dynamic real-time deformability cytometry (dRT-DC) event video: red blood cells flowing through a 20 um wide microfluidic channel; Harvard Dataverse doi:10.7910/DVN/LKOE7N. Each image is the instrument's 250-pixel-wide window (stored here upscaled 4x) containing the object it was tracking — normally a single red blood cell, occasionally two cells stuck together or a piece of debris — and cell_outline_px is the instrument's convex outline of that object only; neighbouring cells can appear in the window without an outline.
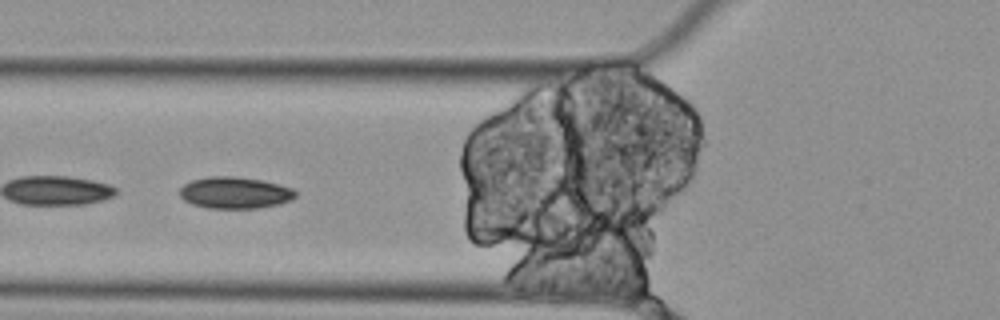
{"species": "Egyptian fruit bat (a non-hibernating species)", "species_latin": "Rousettus aegyptiacus", "temperature_condition": "cold", "stored_images_in_passage": 9, "camera_frame_rate_fps": 3000, "um_per_image_px": 0.085, "animal": {"sex": "female"}, "frame": {"image": 1, "passage_image": 6, "time_ms": 1.667, "image_size_px": [1000, 320], "cell_outline_px": [[296, 196], [292, 200], [280, 204], [256, 208], [208, 208], [192, 204], [184, 200], [180, 196], [180, 188], [184, 184], [192, 180], [208, 176], [232, 176], [260, 180], [292, 188], [296, 192]], "centroid_in_image_um": [19.95, 16.38], "position_along_channel_um": 105.9, "area_um2": 21.27}}
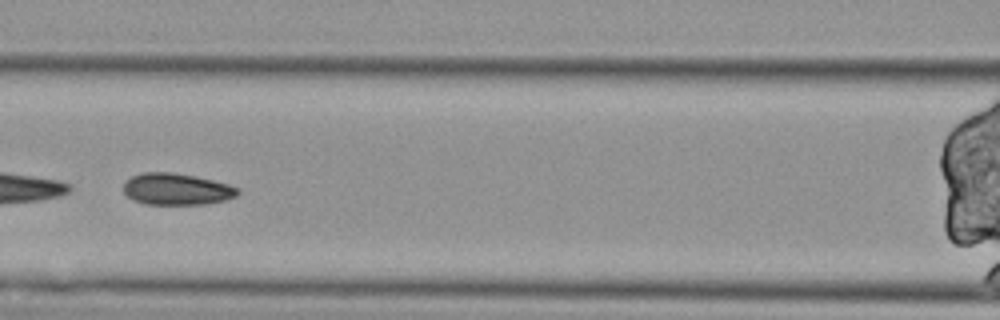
{"frame": {"image": 2, "passage_image": 7, "time_ms": 2.0, "image_size_px": [1000, 320], "cell_outline_px": [[240, 192], [236, 196], [224, 200], [204, 204], [144, 204], [132, 200], [124, 192], [124, 184], [132, 176], [144, 172], [172, 172], [196, 176], [228, 184], [240, 188]], "centroid_in_image_um": [15.02, 16.07], "position_along_channel_um": 151.6, "area_um2": 21.04}}
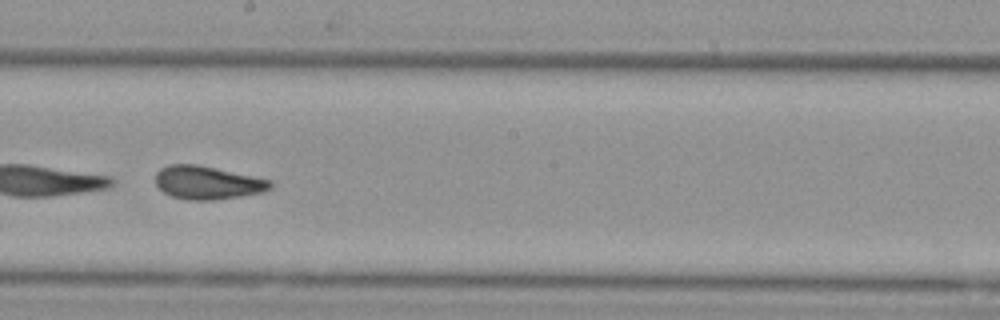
{"frame": {"image": 3, "passage_image": 9, "time_ms": 2.667, "image_size_px": [1000, 320], "cell_outline_px": [[272, 188], [264, 192], [240, 196], [212, 200], [188, 200], [172, 196], [164, 192], [156, 184], [156, 172], [160, 168], [168, 164], [196, 164], [272, 180]], "centroid_in_image_um": [17.64, 15.52], "position_along_channel_um": 230.6, "area_um2": 22.2}}